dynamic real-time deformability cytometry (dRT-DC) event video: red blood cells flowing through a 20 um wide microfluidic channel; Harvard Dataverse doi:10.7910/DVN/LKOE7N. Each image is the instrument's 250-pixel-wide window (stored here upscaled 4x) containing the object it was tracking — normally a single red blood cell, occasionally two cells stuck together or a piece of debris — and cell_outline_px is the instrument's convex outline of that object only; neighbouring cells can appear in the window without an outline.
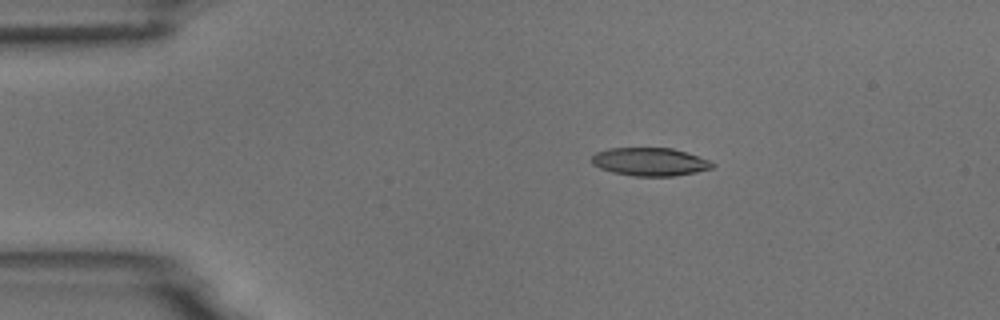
{"species": "common noctule bat (a hibernating species)", "species_latin": "Nyctalus noctula", "temperature_condition": "room temperature", "stored_images_in_passage": 5, "camera_frame_rate_fps": 3000, "um_per_image_px": 0.085, "animal": {"sex": "male", "body_mass_g": 18.8}, "frame": {"image": 1, "passage_image": 2, "time_ms": 1.0, "image_size_px": [1000, 320], "cell_outline_px": [[716, 164], [712, 168], [696, 172], [672, 176], [632, 176], [612, 172], [600, 168], [592, 164], [592, 156], [596, 152], [608, 148], [672, 148], [708, 160]], "centroid_in_image_um": [55.21, 13.75], "position_along_channel_um": 29.8, "area_um2": 19.65}}
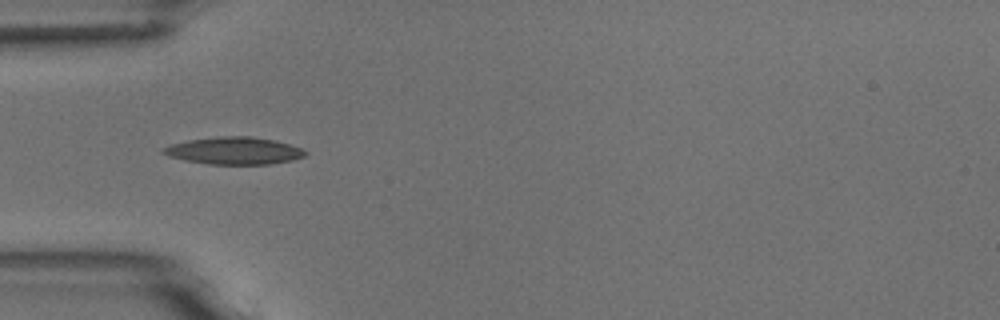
{"frame": {"image": 2, "passage_image": 4, "time_ms": 3.333, "image_size_px": [1000, 320], "cell_outline_px": [[308, 152], [304, 156], [292, 160], [272, 164], [208, 164], [184, 160], [168, 156], [160, 152], [164, 148], [172, 144], [188, 140], [216, 136], [252, 136], [276, 140], [300, 148]], "centroid_in_image_um": [19.89, 12.81], "position_along_channel_um": 65.1, "area_um2": 22.6}}